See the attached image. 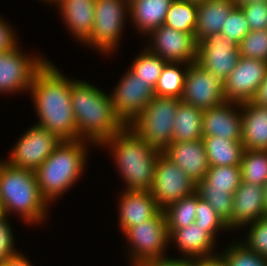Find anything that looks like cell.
<instances>
[{"instance_id": "cell-48", "label": "cell", "mask_w": 267, "mask_h": 266, "mask_svg": "<svg viewBox=\"0 0 267 266\" xmlns=\"http://www.w3.org/2000/svg\"><path fill=\"white\" fill-rule=\"evenodd\" d=\"M4 216V213H3V210H2V206H1V203H0V218Z\"/></svg>"}, {"instance_id": "cell-10", "label": "cell", "mask_w": 267, "mask_h": 266, "mask_svg": "<svg viewBox=\"0 0 267 266\" xmlns=\"http://www.w3.org/2000/svg\"><path fill=\"white\" fill-rule=\"evenodd\" d=\"M195 190L196 184L161 152L156 160L154 179L150 189L157 206L164 210L175 201L192 195Z\"/></svg>"}, {"instance_id": "cell-18", "label": "cell", "mask_w": 267, "mask_h": 266, "mask_svg": "<svg viewBox=\"0 0 267 266\" xmlns=\"http://www.w3.org/2000/svg\"><path fill=\"white\" fill-rule=\"evenodd\" d=\"M232 105L237 108L238 113ZM238 109L240 110V103L226 100L220 105L204 110L202 115L203 136H217L241 141L242 117Z\"/></svg>"}, {"instance_id": "cell-50", "label": "cell", "mask_w": 267, "mask_h": 266, "mask_svg": "<svg viewBox=\"0 0 267 266\" xmlns=\"http://www.w3.org/2000/svg\"><path fill=\"white\" fill-rule=\"evenodd\" d=\"M188 1H193V2L199 3V2H202L203 0H188Z\"/></svg>"}, {"instance_id": "cell-21", "label": "cell", "mask_w": 267, "mask_h": 266, "mask_svg": "<svg viewBox=\"0 0 267 266\" xmlns=\"http://www.w3.org/2000/svg\"><path fill=\"white\" fill-rule=\"evenodd\" d=\"M119 199V226L122 233L155 217L161 211L150 191L126 190Z\"/></svg>"}, {"instance_id": "cell-26", "label": "cell", "mask_w": 267, "mask_h": 266, "mask_svg": "<svg viewBox=\"0 0 267 266\" xmlns=\"http://www.w3.org/2000/svg\"><path fill=\"white\" fill-rule=\"evenodd\" d=\"M173 0H133L129 14L138 31L146 35L164 24L166 14Z\"/></svg>"}, {"instance_id": "cell-12", "label": "cell", "mask_w": 267, "mask_h": 266, "mask_svg": "<svg viewBox=\"0 0 267 266\" xmlns=\"http://www.w3.org/2000/svg\"><path fill=\"white\" fill-rule=\"evenodd\" d=\"M110 94L118 117L129 126L150 103L154 89L130 68Z\"/></svg>"}, {"instance_id": "cell-51", "label": "cell", "mask_w": 267, "mask_h": 266, "mask_svg": "<svg viewBox=\"0 0 267 266\" xmlns=\"http://www.w3.org/2000/svg\"><path fill=\"white\" fill-rule=\"evenodd\" d=\"M126 1L128 4H130L133 0H124Z\"/></svg>"}, {"instance_id": "cell-35", "label": "cell", "mask_w": 267, "mask_h": 266, "mask_svg": "<svg viewBox=\"0 0 267 266\" xmlns=\"http://www.w3.org/2000/svg\"><path fill=\"white\" fill-rule=\"evenodd\" d=\"M241 57L267 62V29L249 31L238 44Z\"/></svg>"}, {"instance_id": "cell-44", "label": "cell", "mask_w": 267, "mask_h": 266, "mask_svg": "<svg viewBox=\"0 0 267 266\" xmlns=\"http://www.w3.org/2000/svg\"><path fill=\"white\" fill-rule=\"evenodd\" d=\"M251 102L258 106L267 107V74L265 79L259 85Z\"/></svg>"}, {"instance_id": "cell-23", "label": "cell", "mask_w": 267, "mask_h": 266, "mask_svg": "<svg viewBox=\"0 0 267 266\" xmlns=\"http://www.w3.org/2000/svg\"><path fill=\"white\" fill-rule=\"evenodd\" d=\"M242 117L241 142L244 149L267 150V107L240 103Z\"/></svg>"}, {"instance_id": "cell-24", "label": "cell", "mask_w": 267, "mask_h": 266, "mask_svg": "<svg viewBox=\"0 0 267 266\" xmlns=\"http://www.w3.org/2000/svg\"><path fill=\"white\" fill-rule=\"evenodd\" d=\"M96 0H57L64 23L84 43L91 35Z\"/></svg>"}, {"instance_id": "cell-14", "label": "cell", "mask_w": 267, "mask_h": 266, "mask_svg": "<svg viewBox=\"0 0 267 266\" xmlns=\"http://www.w3.org/2000/svg\"><path fill=\"white\" fill-rule=\"evenodd\" d=\"M239 58L238 45L221 33H213L198 42L196 63L223 82Z\"/></svg>"}, {"instance_id": "cell-43", "label": "cell", "mask_w": 267, "mask_h": 266, "mask_svg": "<svg viewBox=\"0 0 267 266\" xmlns=\"http://www.w3.org/2000/svg\"><path fill=\"white\" fill-rule=\"evenodd\" d=\"M218 255L190 259V266H226L221 256Z\"/></svg>"}, {"instance_id": "cell-25", "label": "cell", "mask_w": 267, "mask_h": 266, "mask_svg": "<svg viewBox=\"0 0 267 266\" xmlns=\"http://www.w3.org/2000/svg\"><path fill=\"white\" fill-rule=\"evenodd\" d=\"M233 0H203L198 3L195 37L197 41L213 33H220L235 7Z\"/></svg>"}, {"instance_id": "cell-17", "label": "cell", "mask_w": 267, "mask_h": 266, "mask_svg": "<svg viewBox=\"0 0 267 266\" xmlns=\"http://www.w3.org/2000/svg\"><path fill=\"white\" fill-rule=\"evenodd\" d=\"M267 74V62L241 57L224 83L225 99L231 102H250Z\"/></svg>"}, {"instance_id": "cell-37", "label": "cell", "mask_w": 267, "mask_h": 266, "mask_svg": "<svg viewBox=\"0 0 267 266\" xmlns=\"http://www.w3.org/2000/svg\"><path fill=\"white\" fill-rule=\"evenodd\" d=\"M250 28L241 7L235 6L224 23L221 34L237 45L249 33Z\"/></svg>"}, {"instance_id": "cell-46", "label": "cell", "mask_w": 267, "mask_h": 266, "mask_svg": "<svg viewBox=\"0 0 267 266\" xmlns=\"http://www.w3.org/2000/svg\"><path fill=\"white\" fill-rule=\"evenodd\" d=\"M233 2L235 3L236 6H242V5H246L249 3H266L267 4V0H233Z\"/></svg>"}, {"instance_id": "cell-32", "label": "cell", "mask_w": 267, "mask_h": 266, "mask_svg": "<svg viewBox=\"0 0 267 266\" xmlns=\"http://www.w3.org/2000/svg\"><path fill=\"white\" fill-rule=\"evenodd\" d=\"M197 193L184 197L167 206L163 212L167 229H181L195 222Z\"/></svg>"}, {"instance_id": "cell-6", "label": "cell", "mask_w": 267, "mask_h": 266, "mask_svg": "<svg viewBox=\"0 0 267 266\" xmlns=\"http://www.w3.org/2000/svg\"><path fill=\"white\" fill-rule=\"evenodd\" d=\"M181 99L154 96L129 127L148 145L163 151L173 142V124Z\"/></svg>"}, {"instance_id": "cell-38", "label": "cell", "mask_w": 267, "mask_h": 266, "mask_svg": "<svg viewBox=\"0 0 267 266\" xmlns=\"http://www.w3.org/2000/svg\"><path fill=\"white\" fill-rule=\"evenodd\" d=\"M248 226H250V231H248L247 239L242 244L247 249L267 259V216L248 224Z\"/></svg>"}, {"instance_id": "cell-41", "label": "cell", "mask_w": 267, "mask_h": 266, "mask_svg": "<svg viewBox=\"0 0 267 266\" xmlns=\"http://www.w3.org/2000/svg\"><path fill=\"white\" fill-rule=\"evenodd\" d=\"M4 19L0 18V53L13 49L18 44L16 33L11 29Z\"/></svg>"}, {"instance_id": "cell-33", "label": "cell", "mask_w": 267, "mask_h": 266, "mask_svg": "<svg viewBox=\"0 0 267 266\" xmlns=\"http://www.w3.org/2000/svg\"><path fill=\"white\" fill-rule=\"evenodd\" d=\"M144 49L136 56L130 68L136 73V78L143 79L154 89L167 62L147 48Z\"/></svg>"}, {"instance_id": "cell-15", "label": "cell", "mask_w": 267, "mask_h": 266, "mask_svg": "<svg viewBox=\"0 0 267 266\" xmlns=\"http://www.w3.org/2000/svg\"><path fill=\"white\" fill-rule=\"evenodd\" d=\"M224 83L194 62L188 65L181 102L202 111L225 102Z\"/></svg>"}, {"instance_id": "cell-42", "label": "cell", "mask_w": 267, "mask_h": 266, "mask_svg": "<svg viewBox=\"0 0 267 266\" xmlns=\"http://www.w3.org/2000/svg\"><path fill=\"white\" fill-rule=\"evenodd\" d=\"M138 266H190V258H157L142 262Z\"/></svg>"}, {"instance_id": "cell-45", "label": "cell", "mask_w": 267, "mask_h": 266, "mask_svg": "<svg viewBox=\"0 0 267 266\" xmlns=\"http://www.w3.org/2000/svg\"><path fill=\"white\" fill-rule=\"evenodd\" d=\"M0 266H33L31 262L24 257V255L20 252L14 258L8 259L6 262L0 264Z\"/></svg>"}, {"instance_id": "cell-27", "label": "cell", "mask_w": 267, "mask_h": 266, "mask_svg": "<svg viewBox=\"0 0 267 266\" xmlns=\"http://www.w3.org/2000/svg\"><path fill=\"white\" fill-rule=\"evenodd\" d=\"M202 141L210 166H240L244 152L241 141L217 136H203Z\"/></svg>"}, {"instance_id": "cell-29", "label": "cell", "mask_w": 267, "mask_h": 266, "mask_svg": "<svg viewBox=\"0 0 267 266\" xmlns=\"http://www.w3.org/2000/svg\"><path fill=\"white\" fill-rule=\"evenodd\" d=\"M198 3L173 0L166 14L164 25L185 33H195Z\"/></svg>"}, {"instance_id": "cell-22", "label": "cell", "mask_w": 267, "mask_h": 266, "mask_svg": "<svg viewBox=\"0 0 267 266\" xmlns=\"http://www.w3.org/2000/svg\"><path fill=\"white\" fill-rule=\"evenodd\" d=\"M169 242H175L179 251L186 258H201L217 255L213 253L215 237L204 227L196 225L195 222L181 229H168Z\"/></svg>"}, {"instance_id": "cell-40", "label": "cell", "mask_w": 267, "mask_h": 266, "mask_svg": "<svg viewBox=\"0 0 267 266\" xmlns=\"http://www.w3.org/2000/svg\"><path fill=\"white\" fill-rule=\"evenodd\" d=\"M6 215L0 218V264L20 254L14 248V238Z\"/></svg>"}, {"instance_id": "cell-49", "label": "cell", "mask_w": 267, "mask_h": 266, "mask_svg": "<svg viewBox=\"0 0 267 266\" xmlns=\"http://www.w3.org/2000/svg\"><path fill=\"white\" fill-rule=\"evenodd\" d=\"M41 1V0H40ZM43 2L45 1V2H52V4H53V2L55 3L57 0H42Z\"/></svg>"}, {"instance_id": "cell-34", "label": "cell", "mask_w": 267, "mask_h": 266, "mask_svg": "<svg viewBox=\"0 0 267 266\" xmlns=\"http://www.w3.org/2000/svg\"><path fill=\"white\" fill-rule=\"evenodd\" d=\"M219 255L226 266H267V259L247 249L242 243L230 244Z\"/></svg>"}, {"instance_id": "cell-28", "label": "cell", "mask_w": 267, "mask_h": 266, "mask_svg": "<svg viewBox=\"0 0 267 266\" xmlns=\"http://www.w3.org/2000/svg\"><path fill=\"white\" fill-rule=\"evenodd\" d=\"M203 111L189 104L180 103L173 124V142L201 140Z\"/></svg>"}, {"instance_id": "cell-11", "label": "cell", "mask_w": 267, "mask_h": 266, "mask_svg": "<svg viewBox=\"0 0 267 266\" xmlns=\"http://www.w3.org/2000/svg\"><path fill=\"white\" fill-rule=\"evenodd\" d=\"M61 142L56 134L35 125L21 136L5 162L36 171Z\"/></svg>"}, {"instance_id": "cell-9", "label": "cell", "mask_w": 267, "mask_h": 266, "mask_svg": "<svg viewBox=\"0 0 267 266\" xmlns=\"http://www.w3.org/2000/svg\"><path fill=\"white\" fill-rule=\"evenodd\" d=\"M127 12L129 4L124 0H96L93 28L84 44L111 54L118 46Z\"/></svg>"}, {"instance_id": "cell-13", "label": "cell", "mask_w": 267, "mask_h": 266, "mask_svg": "<svg viewBox=\"0 0 267 266\" xmlns=\"http://www.w3.org/2000/svg\"><path fill=\"white\" fill-rule=\"evenodd\" d=\"M31 57L23 54L18 45L0 53V93L30 91L36 71L47 61L43 56Z\"/></svg>"}, {"instance_id": "cell-1", "label": "cell", "mask_w": 267, "mask_h": 266, "mask_svg": "<svg viewBox=\"0 0 267 266\" xmlns=\"http://www.w3.org/2000/svg\"><path fill=\"white\" fill-rule=\"evenodd\" d=\"M30 93L39 116L36 126L56 134L61 140L79 139L71 105V80L50 61L36 71Z\"/></svg>"}, {"instance_id": "cell-47", "label": "cell", "mask_w": 267, "mask_h": 266, "mask_svg": "<svg viewBox=\"0 0 267 266\" xmlns=\"http://www.w3.org/2000/svg\"><path fill=\"white\" fill-rule=\"evenodd\" d=\"M264 187V195H265V212H266V215H267V181L266 183L263 185Z\"/></svg>"}, {"instance_id": "cell-19", "label": "cell", "mask_w": 267, "mask_h": 266, "mask_svg": "<svg viewBox=\"0 0 267 266\" xmlns=\"http://www.w3.org/2000/svg\"><path fill=\"white\" fill-rule=\"evenodd\" d=\"M162 153L178 165L195 184L205 177L210 167L202 139L172 142Z\"/></svg>"}, {"instance_id": "cell-16", "label": "cell", "mask_w": 267, "mask_h": 266, "mask_svg": "<svg viewBox=\"0 0 267 266\" xmlns=\"http://www.w3.org/2000/svg\"><path fill=\"white\" fill-rule=\"evenodd\" d=\"M153 43L146 48L168 63H194L197 59L198 41L195 33H185L166 25L152 30Z\"/></svg>"}, {"instance_id": "cell-3", "label": "cell", "mask_w": 267, "mask_h": 266, "mask_svg": "<svg viewBox=\"0 0 267 266\" xmlns=\"http://www.w3.org/2000/svg\"><path fill=\"white\" fill-rule=\"evenodd\" d=\"M111 147L126 190L150 191L154 179L156 160L161 153L142 140L129 126L104 141Z\"/></svg>"}, {"instance_id": "cell-20", "label": "cell", "mask_w": 267, "mask_h": 266, "mask_svg": "<svg viewBox=\"0 0 267 266\" xmlns=\"http://www.w3.org/2000/svg\"><path fill=\"white\" fill-rule=\"evenodd\" d=\"M264 187L241 181L233 194L232 229L266 217Z\"/></svg>"}, {"instance_id": "cell-5", "label": "cell", "mask_w": 267, "mask_h": 266, "mask_svg": "<svg viewBox=\"0 0 267 266\" xmlns=\"http://www.w3.org/2000/svg\"><path fill=\"white\" fill-rule=\"evenodd\" d=\"M86 146L83 140H62L35 171L41 196L49 205L79 180L86 163Z\"/></svg>"}, {"instance_id": "cell-4", "label": "cell", "mask_w": 267, "mask_h": 266, "mask_svg": "<svg viewBox=\"0 0 267 266\" xmlns=\"http://www.w3.org/2000/svg\"><path fill=\"white\" fill-rule=\"evenodd\" d=\"M0 198L4 215L18 213L28 224L46 218L48 202L41 196L35 171L0 161Z\"/></svg>"}, {"instance_id": "cell-30", "label": "cell", "mask_w": 267, "mask_h": 266, "mask_svg": "<svg viewBox=\"0 0 267 266\" xmlns=\"http://www.w3.org/2000/svg\"><path fill=\"white\" fill-rule=\"evenodd\" d=\"M180 64L187 65L183 70ZM188 63H166L154 88V95L181 99Z\"/></svg>"}, {"instance_id": "cell-8", "label": "cell", "mask_w": 267, "mask_h": 266, "mask_svg": "<svg viewBox=\"0 0 267 266\" xmlns=\"http://www.w3.org/2000/svg\"><path fill=\"white\" fill-rule=\"evenodd\" d=\"M129 241L132 266L157 258H165V247L168 245L169 233L163 210L155 217L126 229L123 232ZM132 247V248H131Z\"/></svg>"}, {"instance_id": "cell-2", "label": "cell", "mask_w": 267, "mask_h": 266, "mask_svg": "<svg viewBox=\"0 0 267 266\" xmlns=\"http://www.w3.org/2000/svg\"><path fill=\"white\" fill-rule=\"evenodd\" d=\"M81 80H71V105L79 140L100 146L126 125L118 117L110 95Z\"/></svg>"}, {"instance_id": "cell-7", "label": "cell", "mask_w": 267, "mask_h": 266, "mask_svg": "<svg viewBox=\"0 0 267 266\" xmlns=\"http://www.w3.org/2000/svg\"><path fill=\"white\" fill-rule=\"evenodd\" d=\"M242 181L240 166H210L205 177L196 183L195 192L207 201L232 229L233 194Z\"/></svg>"}, {"instance_id": "cell-36", "label": "cell", "mask_w": 267, "mask_h": 266, "mask_svg": "<svg viewBox=\"0 0 267 266\" xmlns=\"http://www.w3.org/2000/svg\"><path fill=\"white\" fill-rule=\"evenodd\" d=\"M195 224L204 227V230L209 231L215 238L218 230H228L227 224L219 217L215 209L197 194V207Z\"/></svg>"}, {"instance_id": "cell-31", "label": "cell", "mask_w": 267, "mask_h": 266, "mask_svg": "<svg viewBox=\"0 0 267 266\" xmlns=\"http://www.w3.org/2000/svg\"><path fill=\"white\" fill-rule=\"evenodd\" d=\"M240 170L242 181L263 186L267 181V150L244 149Z\"/></svg>"}, {"instance_id": "cell-39", "label": "cell", "mask_w": 267, "mask_h": 266, "mask_svg": "<svg viewBox=\"0 0 267 266\" xmlns=\"http://www.w3.org/2000/svg\"><path fill=\"white\" fill-rule=\"evenodd\" d=\"M239 7L244 12L250 31L267 29L266 3H249Z\"/></svg>"}]
</instances>
